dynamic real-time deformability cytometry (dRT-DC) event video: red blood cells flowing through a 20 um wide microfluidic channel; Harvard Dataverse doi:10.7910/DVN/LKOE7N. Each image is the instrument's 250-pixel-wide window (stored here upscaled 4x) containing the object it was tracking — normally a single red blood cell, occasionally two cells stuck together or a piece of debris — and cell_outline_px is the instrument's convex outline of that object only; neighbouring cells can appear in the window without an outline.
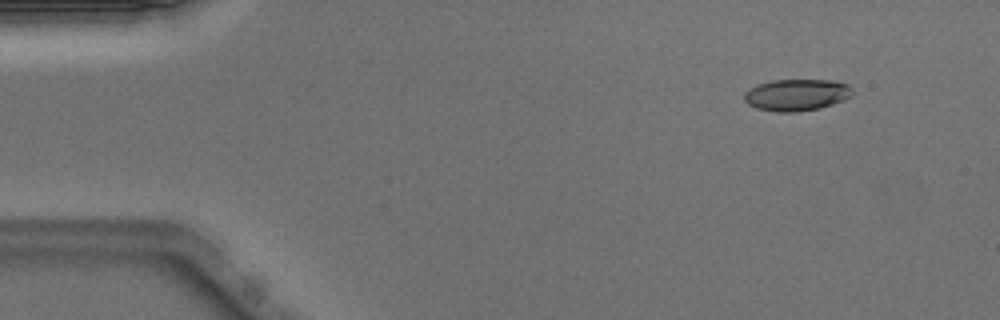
{"species": "Egyptian fruit bat (a non-hibernating species)", "species_latin": "Rousettus aegyptiacus", "temperature_condition": "warm", "stored_images_in_passage": 50, "camera_frame_rate_fps": 3000, "um_per_image_px": 0.085, "animal": {"sex": "male"}, "frame": {"image": 1, "passage_image": 5, "time_ms": 1.333, "image_size_px": [1000, 320], "cell_outline_px": [[852, 96], [844, 100], [820, 108], [796, 112], [776, 112], [756, 108], [748, 104], [744, 100], [744, 92], [756, 84], [772, 80], [836, 80], [848, 84], [852, 88]], "centroid_in_image_um": [67.71, 8.06], "position_along_channel_um": 17.3, "area_um2": 20.23}}
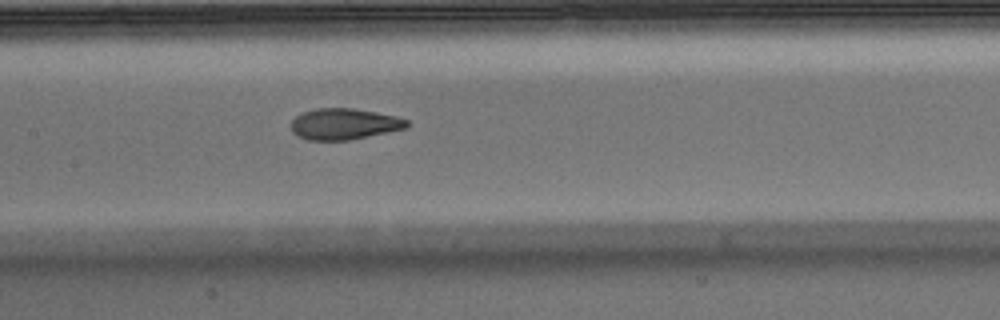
{"frame": {"image": 2, "passage_image": 24, "time_ms": 7.667, "image_size_px": [1000, 320], "cell_outline_px": [[408, 128], [348, 140], [308, 140], [296, 136], [292, 132], [292, 120], [296, 116], [304, 112], [316, 108], [352, 108], [376, 112], [396, 116], [408, 120]], "centroid_in_image_um": [29.25, 10.54], "position_along_channel_um": 178.1, "area_um2": 20.98}}
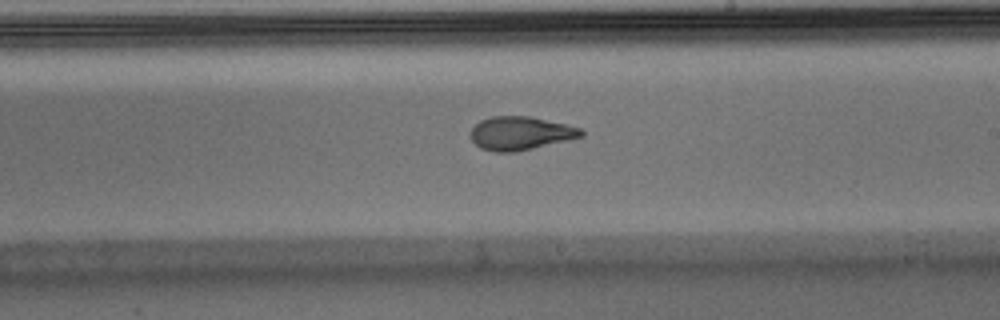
{"frame": {"image": 3, "passage_image": 29, "time_ms": 9.333, "image_size_px": [1000, 320], "cell_outline_px": [[584, 136], [516, 152], [496, 152], [480, 148], [472, 140], [472, 128], [480, 120], [492, 116], [528, 116], [564, 124], [580, 128], [584, 132]], "centroid_in_image_um": [44.23, 11.33], "position_along_channel_um": 244.8, "area_um2": 21.27}}